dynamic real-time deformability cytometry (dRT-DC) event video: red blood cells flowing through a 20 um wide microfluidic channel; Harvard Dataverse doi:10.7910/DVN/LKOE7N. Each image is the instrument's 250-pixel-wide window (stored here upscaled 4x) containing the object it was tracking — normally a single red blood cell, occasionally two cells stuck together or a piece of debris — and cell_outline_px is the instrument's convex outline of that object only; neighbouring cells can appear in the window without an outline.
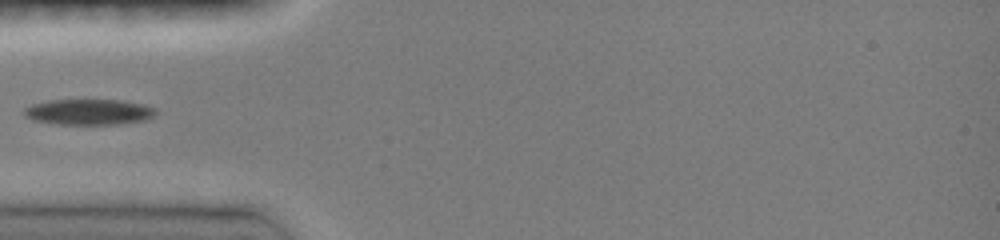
{"species": "common noctule bat (a hibernating species)", "species_latin": "Nyctalus noctula", "temperature_condition": "room temperature", "stored_images_in_passage": 32, "camera_frame_rate_fps": 3000, "um_per_image_px": 0.085, "animal": {"sex": "female", "body_mass_g": 19.0, "forearm_length_mm": 51.5}, "frame": {"image": 1, "passage_image": 1, "time_ms": 0.0, "image_size_px": [1000, 240], "cell_outline_px": [[156, 112], [152, 116], [144, 120], [120, 124], [52, 124], [32, 120], [24, 116], [24, 108], [32, 104], [48, 100], [124, 100], [144, 104], [156, 108]], "centroid_in_image_um": [7.52, 9.51], "position_along_channel_um": 77.5, "area_um2": 19.88}}
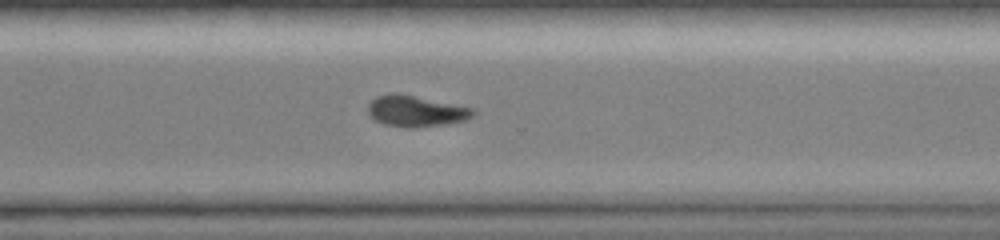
{"frame": {"image": 2, "passage_image": 22, "time_ms": 6.333, "image_size_px": [1000, 240], "cell_outline_px": [[476, 116], [468, 120], [444, 124], [412, 128], [408, 128], [384, 124], [376, 120], [368, 112], [368, 104], [376, 96], [412, 96], [476, 108]], "centroid_in_image_um": [35.46, 9.49], "position_along_channel_um": 335.1, "area_um2": 18.5}}
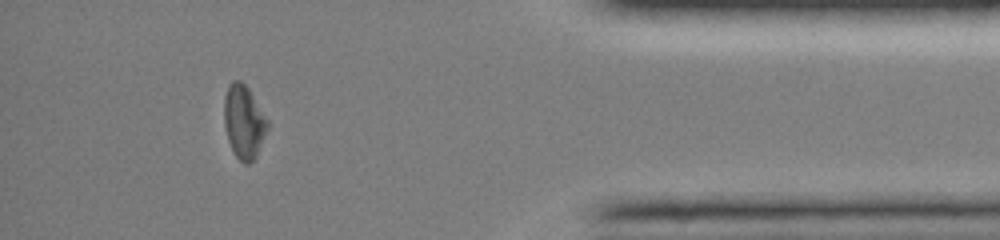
{"frame": {"image": 3, "passage_image": 28, "time_ms": 9.0, "image_size_px": [1000, 240], "cell_outline_px": [[268, 128], [256, 156], [248, 164], [244, 164], [236, 156], [228, 140], [224, 124], [224, 96], [228, 84], [232, 80], [240, 80], [248, 88], [268, 120]], "centroid_in_image_um": [20.71, 10.33], "position_along_channel_um": 414.5, "area_um2": 18.44}}